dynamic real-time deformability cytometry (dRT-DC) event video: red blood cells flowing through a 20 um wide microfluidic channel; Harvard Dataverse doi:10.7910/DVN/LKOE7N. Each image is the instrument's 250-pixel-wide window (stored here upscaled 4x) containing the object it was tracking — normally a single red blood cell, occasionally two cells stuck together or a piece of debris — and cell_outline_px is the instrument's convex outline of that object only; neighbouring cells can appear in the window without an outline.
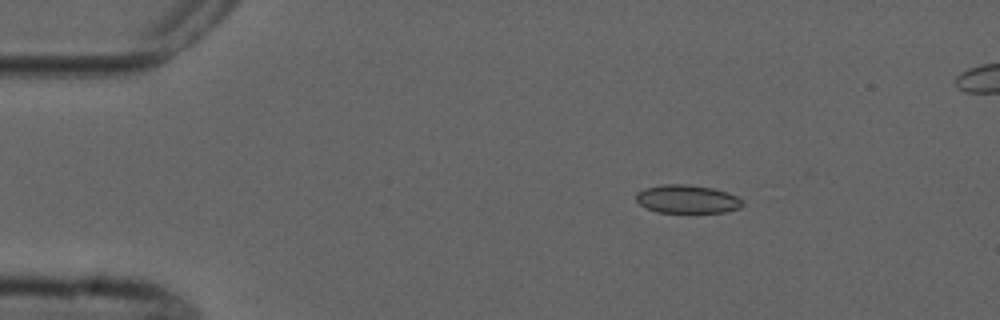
{"species": "common noctule bat (a hibernating species)", "species_latin": "Nyctalus noctula", "temperature_condition": "cold", "stored_images_in_passage": 6, "camera_frame_rate_fps": 3000, "um_per_image_px": 0.085, "animal": {"sex": "male", "forearm_length_mm": 52.5}, "frame": {"image": 1, "passage_image": 3, "time_ms": 2.333, "image_size_px": [1000, 320], "cell_outline_px": [[744, 204], [740, 208], [724, 212], [656, 212], [644, 208], [636, 200], [636, 192], [644, 188], [664, 184], [688, 184], [712, 188], [728, 192], [744, 200]], "centroid_in_image_um": [58.41, 16.92], "position_along_channel_um": 26.6, "area_um2": 17.74}}